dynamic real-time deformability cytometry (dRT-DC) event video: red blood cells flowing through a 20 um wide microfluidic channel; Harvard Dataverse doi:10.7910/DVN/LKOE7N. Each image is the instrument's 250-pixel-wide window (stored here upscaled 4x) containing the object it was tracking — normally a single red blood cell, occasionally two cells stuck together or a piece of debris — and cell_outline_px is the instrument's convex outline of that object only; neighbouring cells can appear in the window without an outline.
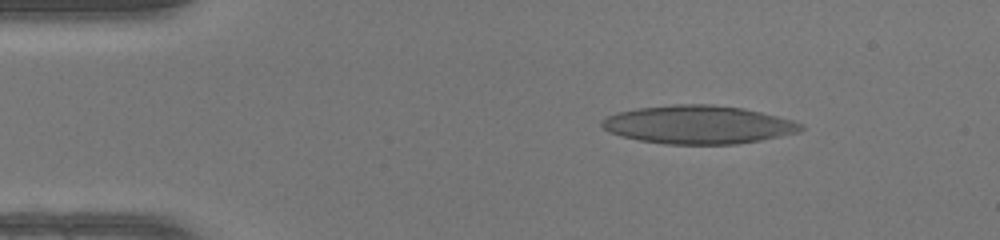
{"species": "human", "species_latin": "Homo sapiens", "temperature_condition": "warm", "stored_images_in_passage": 48, "camera_frame_rate_fps": 3000, "um_per_image_px": 0.085, "donor": {"sex": "female"}, "frame": {"image": 1, "passage_image": 7, "time_ms": 2.0, "image_size_px": [1000, 240], "cell_outline_px": [[804, 128], [800, 132], [760, 140], [736, 144], [664, 144], [640, 140], [620, 136], [608, 132], [600, 124], [608, 116], [616, 112], [636, 108], [672, 104], [712, 104], [740, 108], [760, 112], [792, 120], [804, 124]], "centroid_in_image_um": [59.34, 10.59], "position_along_channel_um": 25.7, "area_um2": 44.39}}
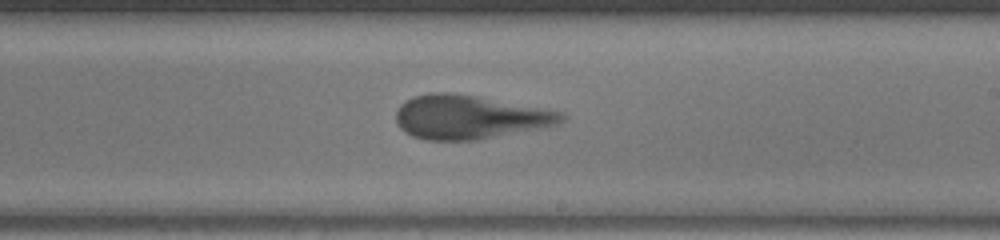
{"frame": {"image": 2, "passage_image": 28, "time_ms": 9.0, "image_size_px": [1000, 240], "cell_outline_px": [[568, 116], [564, 120], [556, 124], [540, 128], [480, 140], [424, 140], [412, 136], [404, 132], [400, 128], [396, 120], [396, 108], [404, 100], [412, 96], [428, 92], [452, 92], [476, 96], [564, 112]], "centroid_in_image_um": [39.86, 9.95], "position_along_channel_um": 249.1, "area_um2": 42.6}}
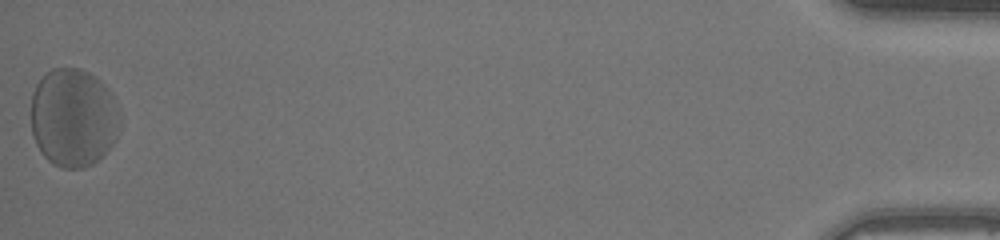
{"frame": {"image": 3, "passage_image": 48, "time_ms": 15.667, "image_size_px": [1000, 240], "cell_outline_px": [[120, 128], [116, 140], [92, 164], [80, 168], [60, 168], [52, 164], [40, 152], [32, 136], [32, 92], [36, 84], [52, 68], [80, 68], [96, 76], [112, 92], [120, 112]], "centroid_in_image_um": [6.25, 9.99], "position_along_channel_um": 429.0, "area_um2": 51.5}, "authors_computed_cell_mechanics": {"area_um2": 43.4656, "velocity_mm_per_s": 4.2086, "shape_relaxation_time_tau1_ms": 3.4419, "shape_relaxation_time_tau2_ms": 1.5413, "deformation_change_tau1": 0.1634, "deformation_change_tau2": 0.1154}}